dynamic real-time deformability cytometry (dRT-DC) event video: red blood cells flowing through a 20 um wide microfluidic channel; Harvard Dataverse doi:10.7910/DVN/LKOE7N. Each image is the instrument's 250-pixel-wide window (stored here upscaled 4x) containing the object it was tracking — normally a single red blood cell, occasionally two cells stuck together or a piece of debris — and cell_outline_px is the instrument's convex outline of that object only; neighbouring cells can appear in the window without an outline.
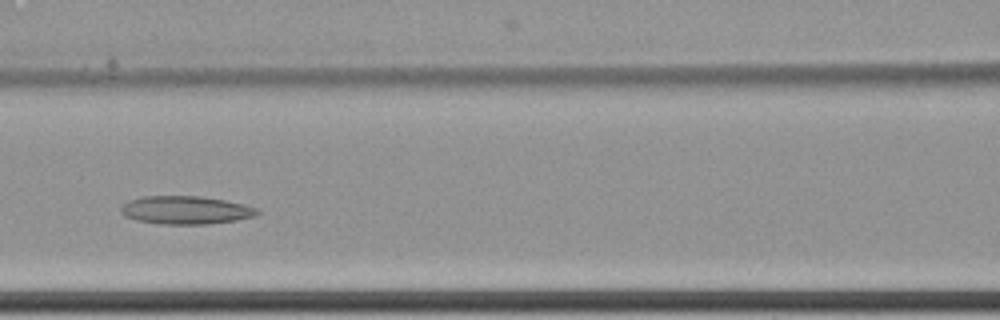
{"species": "common noctule bat (a hibernating species)", "species_latin": "Nyctalus noctula", "temperature_condition": "cold", "stored_images_in_passage": 4, "camera_frame_rate_fps": 3000, "um_per_image_px": 0.085, "animal": {"sex": "female", "body_mass_g": 22.7, "forearm_length_mm": 54.2}, "frame": {"image": 1, "passage_image": 4, "time_ms": 1.0, "image_size_px": [1000, 320], "cell_outline_px": [[260, 212], [256, 216], [236, 220], [208, 224], [156, 224], [136, 220], [124, 216], [120, 212], [120, 208], [128, 200], [140, 196], [200, 196], [224, 200], [244, 204], [256, 208]], "centroid_in_image_um": [15.75, 17.86], "position_along_channel_um": 150.9, "area_um2": 22.54}}